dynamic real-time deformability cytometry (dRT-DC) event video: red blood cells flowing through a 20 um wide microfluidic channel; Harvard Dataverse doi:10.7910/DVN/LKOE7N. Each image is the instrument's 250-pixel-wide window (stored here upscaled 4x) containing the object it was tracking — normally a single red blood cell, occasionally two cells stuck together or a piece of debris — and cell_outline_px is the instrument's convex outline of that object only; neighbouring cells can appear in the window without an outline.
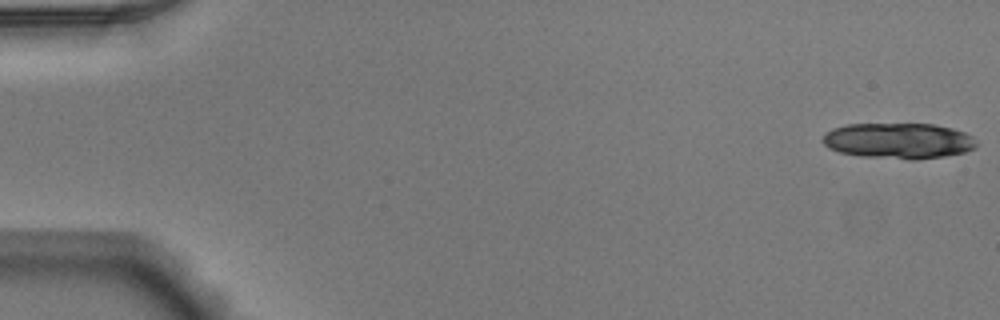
{"species": "Egyptian fruit bat (a non-hibernating species)", "species_latin": "Rousettus aegyptiacus", "temperature_condition": "warm", "stored_images_in_passage": 52, "segment_of_instrument_passage": [1, 2], "camera_frame_rate_fps": 3000, "um_per_image_px": 0.085, "animal": {"sex": "male"}, "frame": {"image": 1, "passage_image": 1, "time_ms": 0.0, "image_size_px": [1000, 320], "cell_outline_px": [[976, 148], [964, 152], [944, 156], [916, 160], [912, 160], [864, 156], [840, 152], [828, 148], [820, 140], [824, 132], [832, 128], [844, 124], [932, 124], [952, 128], [964, 132], [972, 136], [976, 144]], "centroid_in_image_um": [76.33, 11.96], "position_along_channel_um": 8.7, "area_um2": 32.19}}